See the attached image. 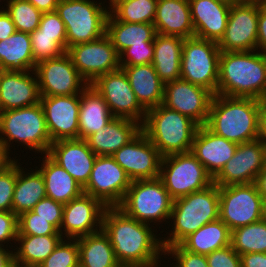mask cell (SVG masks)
<instances>
[{"mask_svg": "<svg viewBox=\"0 0 266 267\" xmlns=\"http://www.w3.org/2000/svg\"><path fill=\"white\" fill-rule=\"evenodd\" d=\"M152 227L155 226L127 216L118 207H107L103 214L102 230L122 267H160L164 255L162 238Z\"/></svg>", "mask_w": 266, "mask_h": 267, "instance_id": "6da1fadb", "label": "cell"}, {"mask_svg": "<svg viewBox=\"0 0 266 267\" xmlns=\"http://www.w3.org/2000/svg\"><path fill=\"white\" fill-rule=\"evenodd\" d=\"M217 94L266 100V52H220Z\"/></svg>", "mask_w": 266, "mask_h": 267, "instance_id": "7a4b0ae2", "label": "cell"}, {"mask_svg": "<svg viewBox=\"0 0 266 267\" xmlns=\"http://www.w3.org/2000/svg\"><path fill=\"white\" fill-rule=\"evenodd\" d=\"M261 100L213 96L206 127L214 134L237 144L258 139Z\"/></svg>", "mask_w": 266, "mask_h": 267, "instance_id": "3957f363", "label": "cell"}, {"mask_svg": "<svg viewBox=\"0 0 266 267\" xmlns=\"http://www.w3.org/2000/svg\"><path fill=\"white\" fill-rule=\"evenodd\" d=\"M198 127L191 118L160 104L147 110L141 131L164 157L191 152Z\"/></svg>", "mask_w": 266, "mask_h": 267, "instance_id": "277c9868", "label": "cell"}, {"mask_svg": "<svg viewBox=\"0 0 266 267\" xmlns=\"http://www.w3.org/2000/svg\"><path fill=\"white\" fill-rule=\"evenodd\" d=\"M171 219V233L161 239L163 249L179 244L189 234L219 219V186L213 182L202 190L174 200Z\"/></svg>", "mask_w": 266, "mask_h": 267, "instance_id": "5b68a950", "label": "cell"}, {"mask_svg": "<svg viewBox=\"0 0 266 267\" xmlns=\"http://www.w3.org/2000/svg\"><path fill=\"white\" fill-rule=\"evenodd\" d=\"M11 141L42 155L48 154L52 141L40 102L0 112V144L9 156Z\"/></svg>", "mask_w": 266, "mask_h": 267, "instance_id": "8992f818", "label": "cell"}, {"mask_svg": "<svg viewBox=\"0 0 266 267\" xmlns=\"http://www.w3.org/2000/svg\"><path fill=\"white\" fill-rule=\"evenodd\" d=\"M56 12L65 24L67 49L91 42L106 33L109 10L102 2L91 0H59Z\"/></svg>", "mask_w": 266, "mask_h": 267, "instance_id": "52a82bcc", "label": "cell"}, {"mask_svg": "<svg viewBox=\"0 0 266 267\" xmlns=\"http://www.w3.org/2000/svg\"><path fill=\"white\" fill-rule=\"evenodd\" d=\"M173 201L158 177L132 181L118 208L127 216L150 225L170 220Z\"/></svg>", "mask_w": 266, "mask_h": 267, "instance_id": "ba28073f", "label": "cell"}, {"mask_svg": "<svg viewBox=\"0 0 266 267\" xmlns=\"http://www.w3.org/2000/svg\"><path fill=\"white\" fill-rule=\"evenodd\" d=\"M220 49L217 42L196 37L184 39L181 79L217 94Z\"/></svg>", "mask_w": 266, "mask_h": 267, "instance_id": "9c48e42d", "label": "cell"}, {"mask_svg": "<svg viewBox=\"0 0 266 267\" xmlns=\"http://www.w3.org/2000/svg\"><path fill=\"white\" fill-rule=\"evenodd\" d=\"M159 178L173 200L213 183V178L192 152L162 157Z\"/></svg>", "mask_w": 266, "mask_h": 267, "instance_id": "30bf717a", "label": "cell"}, {"mask_svg": "<svg viewBox=\"0 0 266 267\" xmlns=\"http://www.w3.org/2000/svg\"><path fill=\"white\" fill-rule=\"evenodd\" d=\"M262 209L255 183L219 186V219L230 231L263 219Z\"/></svg>", "mask_w": 266, "mask_h": 267, "instance_id": "8fae6325", "label": "cell"}, {"mask_svg": "<svg viewBox=\"0 0 266 267\" xmlns=\"http://www.w3.org/2000/svg\"><path fill=\"white\" fill-rule=\"evenodd\" d=\"M91 86L103 97L115 118L143 124L147 110L139 103L122 68L98 77Z\"/></svg>", "mask_w": 266, "mask_h": 267, "instance_id": "7c38bea8", "label": "cell"}, {"mask_svg": "<svg viewBox=\"0 0 266 267\" xmlns=\"http://www.w3.org/2000/svg\"><path fill=\"white\" fill-rule=\"evenodd\" d=\"M132 180L110 155L97 156L84 193L100 200L106 207H118Z\"/></svg>", "mask_w": 266, "mask_h": 267, "instance_id": "4fadbf2b", "label": "cell"}, {"mask_svg": "<svg viewBox=\"0 0 266 267\" xmlns=\"http://www.w3.org/2000/svg\"><path fill=\"white\" fill-rule=\"evenodd\" d=\"M67 53L81 77L91 85L98 77L120 69V55L109 37L69 47Z\"/></svg>", "mask_w": 266, "mask_h": 267, "instance_id": "5bb4252c", "label": "cell"}, {"mask_svg": "<svg viewBox=\"0 0 266 267\" xmlns=\"http://www.w3.org/2000/svg\"><path fill=\"white\" fill-rule=\"evenodd\" d=\"M34 71L40 96L78 95L89 85L74 67L67 52L39 62Z\"/></svg>", "mask_w": 266, "mask_h": 267, "instance_id": "9a60e30c", "label": "cell"}, {"mask_svg": "<svg viewBox=\"0 0 266 267\" xmlns=\"http://www.w3.org/2000/svg\"><path fill=\"white\" fill-rule=\"evenodd\" d=\"M259 4L231 6L227 27L217 43L221 52L257 50Z\"/></svg>", "mask_w": 266, "mask_h": 267, "instance_id": "2e32d148", "label": "cell"}, {"mask_svg": "<svg viewBox=\"0 0 266 267\" xmlns=\"http://www.w3.org/2000/svg\"><path fill=\"white\" fill-rule=\"evenodd\" d=\"M214 94L204 87L177 79L164 84L163 105L206 125Z\"/></svg>", "mask_w": 266, "mask_h": 267, "instance_id": "e0dca14e", "label": "cell"}, {"mask_svg": "<svg viewBox=\"0 0 266 267\" xmlns=\"http://www.w3.org/2000/svg\"><path fill=\"white\" fill-rule=\"evenodd\" d=\"M266 163V145L260 140L238 144L233 157L213 179L217 186L254 183Z\"/></svg>", "mask_w": 266, "mask_h": 267, "instance_id": "ac0fdd59", "label": "cell"}, {"mask_svg": "<svg viewBox=\"0 0 266 267\" xmlns=\"http://www.w3.org/2000/svg\"><path fill=\"white\" fill-rule=\"evenodd\" d=\"M106 208L100 200L85 193L72 199L64 204L60 234L64 239H77L99 232Z\"/></svg>", "mask_w": 266, "mask_h": 267, "instance_id": "d6986e66", "label": "cell"}, {"mask_svg": "<svg viewBox=\"0 0 266 267\" xmlns=\"http://www.w3.org/2000/svg\"><path fill=\"white\" fill-rule=\"evenodd\" d=\"M111 156L132 181L155 179L160 175L162 156L142 131Z\"/></svg>", "mask_w": 266, "mask_h": 267, "instance_id": "ffe728a7", "label": "cell"}, {"mask_svg": "<svg viewBox=\"0 0 266 267\" xmlns=\"http://www.w3.org/2000/svg\"><path fill=\"white\" fill-rule=\"evenodd\" d=\"M46 127L51 141L78 139L80 94L41 96Z\"/></svg>", "mask_w": 266, "mask_h": 267, "instance_id": "44dd1931", "label": "cell"}, {"mask_svg": "<svg viewBox=\"0 0 266 267\" xmlns=\"http://www.w3.org/2000/svg\"><path fill=\"white\" fill-rule=\"evenodd\" d=\"M48 155L84 188L97 155L84 139H61L52 142Z\"/></svg>", "mask_w": 266, "mask_h": 267, "instance_id": "7402d4cb", "label": "cell"}, {"mask_svg": "<svg viewBox=\"0 0 266 267\" xmlns=\"http://www.w3.org/2000/svg\"><path fill=\"white\" fill-rule=\"evenodd\" d=\"M40 97L34 70H0V112L38 104Z\"/></svg>", "mask_w": 266, "mask_h": 267, "instance_id": "603a6c76", "label": "cell"}, {"mask_svg": "<svg viewBox=\"0 0 266 267\" xmlns=\"http://www.w3.org/2000/svg\"><path fill=\"white\" fill-rule=\"evenodd\" d=\"M237 147V143L214 134L203 125L196 131L191 152L214 179L233 157Z\"/></svg>", "mask_w": 266, "mask_h": 267, "instance_id": "cb8c5ba5", "label": "cell"}, {"mask_svg": "<svg viewBox=\"0 0 266 267\" xmlns=\"http://www.w3.org/2000/svg\"><path fill=\"white\" fill-rule=\"evenodd\" d=\"M194 37L219 42L224 35L231 6L218 0H189Z\"/></svg>", "mask_w": 266, "mask_h": 267, "instance_id": "d4e9b609", "label": "cell"}, {"mask_svg": "<svg viewBox=\"0 0 266 267\" xmlns=\"http://www.w3.org/2000/svg\"><path fill=\"white\" fill-rule=\"evenodd\" d=\"M141 132V124L126 118H114L85 140L97 156L113 155Z\"/></svg>", "mask_w": 266, "mask_h": 267, "instance_id": "484cf974", "label": "cell"}, {"mask_svg": "<svg viewBox=\"0 0 266 267\" xmlns=\"http://www.w3.org/2000/svg\"><path fill=\"white\" fill-rule=\"evenodd\" d=\"M153 25L161 35L194 37L189 0H158Z\"/></svg>", "mask_w": 266, "mask_h": 267, "instance_id": "4316f807", "label": "cell"}, {"mask_svg": "<svg viewBox=\"0 0 266 267\" xmlns=\"http://www.w3.org/2000/svg\"><path fill=\"white\" fill-rule=\"evenodd\" d=\"M139 103L146 109L159 106L164 99V83L152 64L122 67Z\"/></svg>", "mask_w": 266, "mask_h": 267, "instance_id": "83f0119b", "label": "cell"}, {"mask_svg": "<svg viewBox=\"0 0 266 267\" xmlns=\"http://www.w3.org/2000/svg\"><path fill=\"white\" fill-rule=\"evenodd\" d=\"M114 118L106 101L91 85L80 93L78 139L85 140Z\"/></svg>", "mask_w": 266, "mask_h": 267, "instance_id": "f1b7e54d", "label": "cell"}, {"mask_svg": "<svg viewBox=\"0 0 266 267\" xmlns=\"http://www.w3.org/2000/svg\"><path fill=\"white\" fill-rule=\"evenodd\" d=\"M184 38L156 34L152 65L161 81L166 84L181 78V56Z\"/></svg>", "mask_w": 266, "mask_h": 267, "instance_id": "f546056e", "label": "cell"}, {"mask_svg": "<svg viewBox=\"0 0 266 267\" xmlns=\"http://www.w3.org/2000/svg\"><path fill=\"white\" fill-rule=\"evenodd\" d=\"M41 172L46 188V197L63 204L69 203L84 193L81 185L48 154L44 155Z\"/></svg>", "mask_w": 266, "mask_h": 267, "instance_id": "4dcf8cb0", "label": "cell"}, {"mask_svg": "<svg viewBox=\"0 0 266 267\" xmlns=\"http://www.w3.org/2000/svg\"><path fill=\"white\" fill-rule=\"evenodd\" d=\"M120 55L132 45L154 44L157 34L153 24L118 21L110 12L106 20V33Z\"/></svg>", "mask_w": 266, "mask_h": 267, "instance_id": "1f68e13d", "label": "cell"}, {"mask_svg": "<svg viewBox=\"0 0 266 267\" xmlns=\"http://www.w3.org/2000/svg\"><path fill=\"white\" fill-rule=\"evenodd\" d=\"M17 159V180L13 193L12 211L19 216L30 211L43 198L46 197L44 178L36 169L25 173Z\"/></svg>", "mask_w": 266, "mask_h": 267, "instance_id": "d6a6232c", "label": "cell"}, {"mask_svg": "<svg viewBox=\"0 0 266 267\" xmlns=\"http://www.w3.org/2000/svg\"><path fill=\"white\" fill-rule=\"evenodd\" d=\"M35 66L29 33L16 31L0 41V70L33 71Z\"/></svg>", "mask_w": 266, "mask_h": 267, "instance_id": "836d02e7", "label": "cell"}, {"mask_svg": "<svg viewBox=\"0 0 266 267\" xmlns=\"http://www.w3.org/2000/svg\"><path fill=\"white\" fill-rule=\"evenodd\" d=\"M231 231L221 220L210 222L189 234L179 245L190 252L208 255L230 245Z\"/></svg>", "mask_w": 266, "mask_h": 267, "instance_id": "e575fe53", "label": "cell"}, {"mask_svg": "<svg viewBox=\"0 0 266 267\" xmlns=\"http://www.w3.org/2000/svg\"><path fill=\"white\" fill-rule=\"evenodd\" d=\"M79 264L82 267H122L116 260L114 249L103 230L77 238Z\"/></svg>", "mask_w": 266, "mask_h": 267, "instance_id": "d590c367", "label": "cell"}, {"mask_svg": "<svg viewBox=\"0 0 266 267\" xmlns=\"http://www.w3.org/2000/svg\"><path fill=\"white\" fill-rule=\"evenodd\" d=\"M62 239V235H18L16 242L19 247L14 249L11 245L14 250V261L37 267L54 251Z\"/></svg>", "mask_w": 266, "mask_h": 267, "instance_id": "8d00e7d4", "label": "cell"}, {"mask_svg": "<svg viewBox=\"0 0 266 267\" xmlns=\"http://www.w3.org/2000/svg\"><path fill=\"white\" fill-rule=\"evenodd\" d=\"M109 12L127 23L153 24L158 0H109ZM111 6V8H110Z\"/></svg>", "mask_w": 266, "mask_h": 267, "instance_id": "74e56055", "label": "cell"}, {"mask_svg": "<svg viewBox=\"0 0 266 267\" xmlns=\"http://www.w3.org/2000/svg\"><path fill=\"white\" fill-rule=\"evenodd\" d=\"M230 245L239 254L266 253V221H260L231 231Z\"/></svg>", "mask_w": 266, "mask_h": 267, "instance_id": "f35d334b", "label": "cell"}, {"mask_svg": "<svg viewBox=\"0 0 266 267\" xmlns=\"http://www.w3.org/2000/svg\"><path fill=\"white\" fill-rule=\"evenodd\" d=\"M6 12L15 24L16 31L32 33L41 20L42 12L27 0H6Z\"/></svg>", "mask_w": 266, "mask_h": 267, "instance_id": "ab89813d", "label": "cell"}, {"mask_svg": "<svg viewBox=\"0 0 266 267\" xmlns=\"http://www.w3.org/2000/svg\"><path fill=\"white\" fill-rule=\"evenodd\" d=\"M79 248L77 239L64 238L54 251L37 267H77Z\"/></svg>", "mask_w": 266, "mask_h": 267, "instance_id": "60d3db41", "label": "cell"}, {"mask_svg": "<svg viewBox=\"0 0 266 267\" xmlns=\"http://www.w3.org/2000/svg\"><path fill=\"white\" fill-rule=\"evenodd\" d=\"M18 235H61L59 230L32 210L18 216Z\"/></svg>", "mask_w": 266, "mask_h": 267, "instance_id": "b9f144b4", "label": "cell"}, {"mask_svg": "<svg viewBox=\"0 0 266 267\" xmlns=\"http://www.w3.org/2000/svg\"><path fill=\"white\" fill-rule=\"evenodd\" d=\"M30 36L54 37L67 50L65 24L56 11L43 13L38 28Z\"/></svg>", "mask_w": 266, "mask_h": 267, "instance_id": "7bdbcfd3", "label": "cell"}, {"mask_svg": "<svg viewBox=\"0 0 266 267\" xmlns=\"http://www.w3.org/2000/svg\"><path fill=\"white\" fill-rule=\"evenodd\" d=\"M17 180V159L0 171V211L12 212L13 193Z\"/></svg>", "mask_w": 266, "mask_h": 267, "instance_id": "ee69618b", "label": "cell"}, {"mask_svg": "<svg viewBox=\"0 0 266 267\" xmlns=\"http://www.w3.org/2000/svg\"><path fill=\"white\" fill-rule=\"evenodd\" d=\"M33 59L36 64L41 61L57 58L67 50L54 37L30 36Z\"/></svg>", "mask_w": 266, "mask_h": 267, "instance_id": "f6af8a7d", "label": "cell"}, {"mask_svg": "<svg viewBox=\"0 0 266 267\" xmlns=\"http://www.w3.org/2000/svg\"><path fill=\"white\" fill-rule=\"evenodd\" d=\"M154 44L132 45L120 54V67L152 64Z\"/></svg>", "mask_w": 266, "mask_h": 267, "instance_id": "bcb514c9", "label": "cell"}, {"mask_svg": "<svg viewBox=\"0 0 266 267\" xmlns=\"http://www.w3.org/2000/svg\"><path fill=\"white\" fill-rule=\"evenodd\" d=\"M164 255H171L176 261L171 267H209L206 255L183 249L179 244L164 249Z\"/></svg>", "mask_w": 266, "mask_h": 267, "instance_id": "7dc6e473", "label": "cell"}, {"mask_svg": "<svg viewBox=\"0 0 266 267\" xmlns=\"http://www.w3.org/2000/svg\"><path fill=\"white\" fill-rule=\"evenodd\" d=\"M64 204L54 201L52 198L45 197L41 199L32 209V211L53 224L58 230L62 223Z\"/></svg>", "mask_w": 266, "mask_h": 267, "instance_id": "c3c4849f", "label": "cell"}, {"mask_svg": "<svg viewBox=\"0 0 266 267\" xmlns=\"http://www.w3.org/2000/svg\"><path fill=\"white\" fill-rule=\"evenodd\" d=\"M209 267H241L240 255L231 245L206 255Z\"/></svg>", "mask_w": 266, "mask_h": 267, "instance_id": "681fc988", "label": "cell"}, {"mask_svg": "<svg viewBox=\"0 0 266 267\" xmlns=\"http://www.w3.org/2000/svg\"><path fill=\"white\" fill-rule=\"evenodd\" d=\"M17 236L18 216L13 211H0V246L8 244L9 241L16 243Z\"/></svg>", "mask_w": 266, "mask_h": 267, "instance_id": "f907efd6", "label": "cell"}, {"mask_svg": "<svg viewBox=\"0 0 266 267\" xmlns=\"http://www.w3.org/2000/svg\"><path fill=\"white\" fill-rule=\"evenodd\" d=\"M266 52V8L259 5L257 50Z\"/></svg>", "mask_w": 266, "mask_h": 267, "instance_id": "816d5d0a", "label": "cell"}, {"mask_svg": "<svg viewBox=\"0 0 266 267\" xmlns=\"http://www.w3.org/2000/svg\"><path fill=\"white\" fill-rule=\"evenodd\" d=\"M16 32L15 24L4 7L0 9V41L9 38Z\"/></svg>", "mask_w": 266, "mask_h": 267, "instance_id": "f5cc1de1", "label": "cell"}, {"mask_svg": "<svg viewBox=\"0 0 266 267\" xmlns=\"http://www.w3.org/2000/svg\"><path fill=\"white\" fill-rule=\"evenodd\" d=\"M240 258L241 267H266V253H245Z\"/></svg>", "mask_w": 266, "mask_h": 267, "instance_id": "db71d44e", "label": "cell"}, {"mask_svg": "<svg viewBox=\"0 0 266 267\" xmlns=\"http://www.w3.org/2000/svg\"><path fill=\"white\" fill-rule=\"evenodd\" d=\"M260 139L266 145V100H263L259 109V133Z\"/></svg>", "mask_w": 266, "mask_h": 267, "instance_id": "11a10c76", "label": "cell"}, {"mask_svg": "<svg viewBox=\"0 0 266 267\" xmlns=\"http://www.w3.org/2000/svg\"><path fill=\"white\" fill-rule=\"evenodd\" d=\"M42 13L56 11L59 0H27Z\"/></svg>", "mask_w": 266, "mask_h": 267, "instance_id": "9f6ffc18", "label": "cell"}, {"mask_svg": "<svg viewBox=\"0 0 266 267\" xmlns=\"http://www.w3.org/2000/svg\"><path fill=\"white\" fill-rule=\"evenodd\" d=\"M254 183L262 199H266V163L264 168L258 173Z\"/></svg>", "mask_w": 266, "mask_h": 267, "instance_id": "6f0895ef", "label": "cell"}, {"mask_svg": "<svg viewBox=\"0 0 266 267\" xmlns=\"http://www.w3.org/2000/svg\"><path fill=\"white\" fill-rule=\"evenodd\" d=\"M5 246H0V267H10L14 262V253Z\"/></svg>", "mask_w": 266, "mask_h": 267, "instance_id": "680465c9", "label": "cell"}, {"mask_svg": "<svg viewBox=\"0 0 266 267\" xmlns=\"http://www.w3.org/2000/svg\"><path fill=\"white\" fill-rule=\"evenodd\" d=\"M13 159L7 154L0 144V171L5 168Z\"/></svg>", "mask_w": 266, "mask_h": 267, "instance_id": "91938a15", "label": "cell"}, {"mask_svg": "<svg viewBox=\"0 0 266 267\" xmlns=\"http://www.w3.org/2000/svg\"><path fill=\"white\" fill-rule=\"evenodd\" d=\"M262 2V0H238L239 3H247V4H259Z\"/></svg>", "mask_w": 266, "mask_h": 267, "instance_id": "94428289", "label": "cell"}, {"mask_svg": "<svg viewBox=\"0 0 266 267\" xmlns=\"http://www.w3.org/2000/svg\"><path fill=\"white\" fill-rule=\"evenodd\" d=\"M218 1L226 3V4L230 5V6L238 4V0H218Z\"/></svg>", "mask_w": 266, "mask_h": 267, "instance_id": "6125c7cd", "label": "cell"}, {"mask_svg": "<svg viewBox=\"0 0 266 267\" xmlns=\"http://www.w3.org/2000/svg\"><path fill=\"white\" fill-rule=\"evenodd\" d=\"M262 218L266 221V199L263 200Z\"/></svg>", "mask_w": 266, "mask_h": 267, "instance_id": "be15d7a7", "label": "cell"}, {"mask_svg": "<svg viewBox=\"0 0 266 267\" xmlns=\"http://www.w3.org/2000/svg\"><path fill=\"white\" fill-rule=\"evenodd\" d=\"M10 267H34V266H29V265H24V264H20V263H17L16 261H14Z\"/></svg>", "mask_w": 266, "mask_h": 267, "instance_id": "e7e4bbea", "label": "cell"}, {"mask_svg": "<svg viewBox=\"0 0 266 267\" xmlns=\"http://www.w3.org/2000/svg\"><path fill=\"white\" fill-rule=\"evenodd\" d=\"M260 6L266 8V0H262V2L260 3Z\"/></svg>", "mask_w": 266, "mask_h": 267, "instance_id": "03108f58", "label": "cell"}]
</instances>
